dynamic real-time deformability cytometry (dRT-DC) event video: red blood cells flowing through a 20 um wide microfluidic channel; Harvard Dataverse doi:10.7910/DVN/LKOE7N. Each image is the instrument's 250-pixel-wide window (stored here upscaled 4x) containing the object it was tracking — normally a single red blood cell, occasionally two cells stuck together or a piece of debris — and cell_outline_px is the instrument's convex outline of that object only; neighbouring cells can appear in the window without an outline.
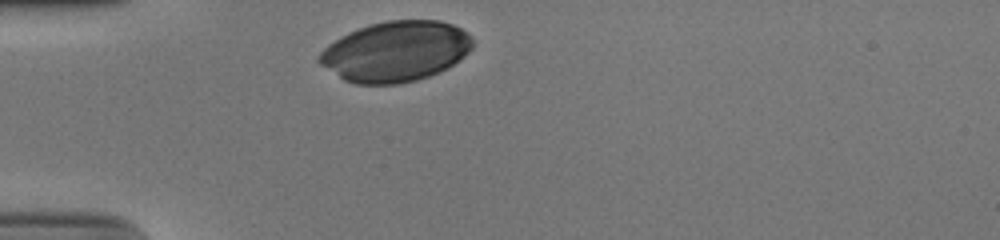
{"species": "human", "species_latin": "Homo sapiens", "temperature_condition": "cold", "stored_images_in_passage": 28, "camera_frame_rate_fps": 3000, "um_per_image_px": 0.085, "donor": {"sex": "male"}, "frame": {"image": 1, "passage_image": 1, "time_ms": 0.0, "image_size_px": [1000, 240], "cell_outline_px": [[472, 48], [460, 60], [448, 68], [428, 76], [416, 80], [396, 84], [356, 84], [344, 80], [320, 64], [316, 60], [316, 56], [328, 44], [340, 36], [348, 32], [372, 24], [388, 20], [440, 20], [452, 24], [468, 32], [472, 40]], "centroid_in_image_um": [33.62, 4.37], "position_along_channel_um": 51.4, "area_um2": 54.04}}
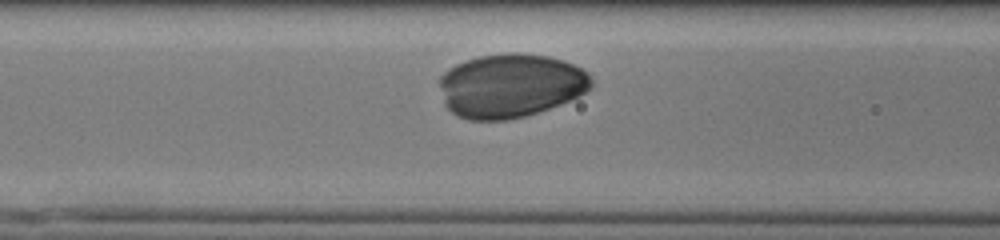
{"frame": {"image": 2, "passage_image": 8, "time_ms": 2.333, "image_size_px": [1000, 240], "cell_outline_px": [[592, 88], [580, 96], [560, 104], [524, 116], [508, 120], [468, 120], [456, 116], [444, 104], [440, 84], [440, 76], [448, 68], [464, 60], [480, 56], [512, 52], [516, 52], [548, 56], [564, 60], [588, 72], [592, 80]], "centroid_in_image_um": [43.39, 7.27], "position_along_channel_um": 123.2, "area_um2": 56.76}}
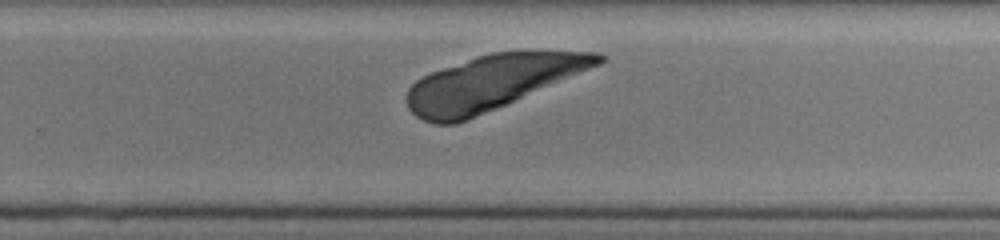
{"frame": {"image": 3, "passage_image": 21, "time_ms": 6.667, "image_size_px": [1000, 240], "cell_outline_px": [[608, 60], [600, 64], [468, 120], [456, 124], [436, 124], [424, 120], [416, 116], [408, 108], [404, 100], [408, 88], [416, 80], [432, 72], [476, 56], [492, 52], [600, 52]], "centroid_in_image_um": [41.74, 7.03], "position_along_channel_um": 288.1, "area_um2": 59.94}}